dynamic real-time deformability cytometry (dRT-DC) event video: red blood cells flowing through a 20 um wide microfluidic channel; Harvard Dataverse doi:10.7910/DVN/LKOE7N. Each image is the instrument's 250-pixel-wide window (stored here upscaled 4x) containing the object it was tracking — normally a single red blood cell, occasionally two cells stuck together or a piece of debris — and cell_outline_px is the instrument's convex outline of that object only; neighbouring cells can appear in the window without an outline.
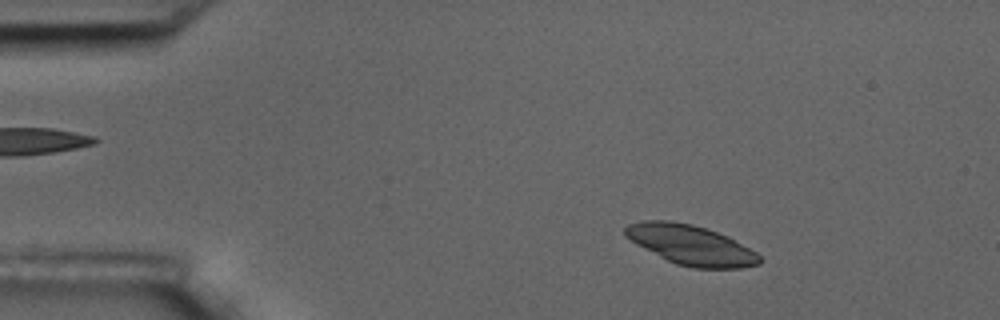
{"species": "common noctule bat (a hibernating species)", "species_latin": "Nyctalus noctula", "temperature_condition": "room temperature", "stored_images_in_passage": 4, "camera_frame_rate_fps": 3000, "um_per_image_px": 0.085, "animal": {"sex": "male", "body_mass_g": 17.5, "forearm_length_mm": 52.3}, "frame": {"image": 1, "passage_image": 2, "time_ms": 1.333, "image_size_px": [1000, 320], "cell_outline_px": [[764, 260], [760, 264], [740, 268], [692, 268], [676, 264], [636, 244], [624, 236], [624, 228], [628, 224], [644, 220], [668, 220], [692, 224], [728, 236], [756, 252]], "centroid_in_image_um": [58.73, 20.82], "position_along_channel_um": 26.3, "area_um2": 31.1}}